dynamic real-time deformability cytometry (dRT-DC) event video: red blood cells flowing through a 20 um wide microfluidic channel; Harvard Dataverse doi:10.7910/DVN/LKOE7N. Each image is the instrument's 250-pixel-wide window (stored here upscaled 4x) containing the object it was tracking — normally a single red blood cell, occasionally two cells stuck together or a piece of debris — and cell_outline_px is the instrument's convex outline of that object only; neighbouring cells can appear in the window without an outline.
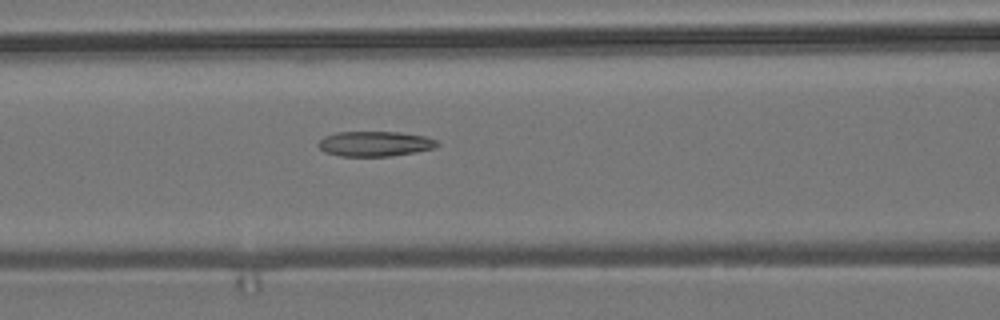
{"species": "common noctule bat (a hibernating species)", "species_latin": "Nyctalus noctula", "temperature_condition": "room temperature", "stored_images_in_passage": 6, "camera_frame_rate_fps": 3000, "um_per_image_px": 0.085, "animal": {"sex": "male", "body_mass_g": 19.2, "forearm_length_mm": 51.8}, "frame": {"image": 1, "passage_image": 6, "time_ms": 7.0, "image_size_px": [1000, 320], "cell_outline_px": [[440, 144], [432, 148], [416, 152], [388, 156], [340, 156], [324, 152], [316, 144], [324, 136], [336, 132], [400, 132], [424, 136], [440, 140]], "centroid_in_image_um": [31.86, 12.21], "position_along_channel_um": 134.7, "area_um2": 17.46}}